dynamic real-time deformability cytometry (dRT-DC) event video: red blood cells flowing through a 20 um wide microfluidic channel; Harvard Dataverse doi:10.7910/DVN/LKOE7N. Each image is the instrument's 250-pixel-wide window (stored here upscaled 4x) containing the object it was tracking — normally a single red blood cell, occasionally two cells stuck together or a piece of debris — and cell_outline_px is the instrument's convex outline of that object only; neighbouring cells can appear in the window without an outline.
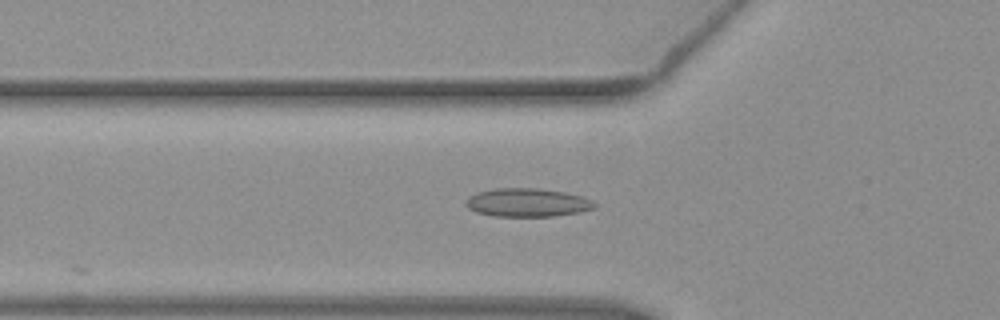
{"species": "common noctule bat (a hibernating species)", "species_latin": "Nyctalus noctula", "temperature_condition": "warm", "stored_images_in_passage": 8, "camera_frame_rate_fps": 3000, "um_per_image_px": 0.085, "animal": {"sex": "female", "body_mass_g": 19.3, "forearm_length_mm": 54.1}, "frame": {"image": 1, "passage_image": 3, "time_ms": 0.667, "image_size_px": [1000, 320], "cell_outline_px": [[596, 208], [580, 212], [552, 216], [492, 216], [476, 212], [468, 208], [464, 204], [464, 200], [468, 196], [476, 192], [496, 188], [536, 188], [564, 192], [580, 196], [592, 200], [596, 204]], "centroid_in_image_um": [44.78, 17.21], "position_along_channel_um": 81.0, "area_um2": 21.44}}
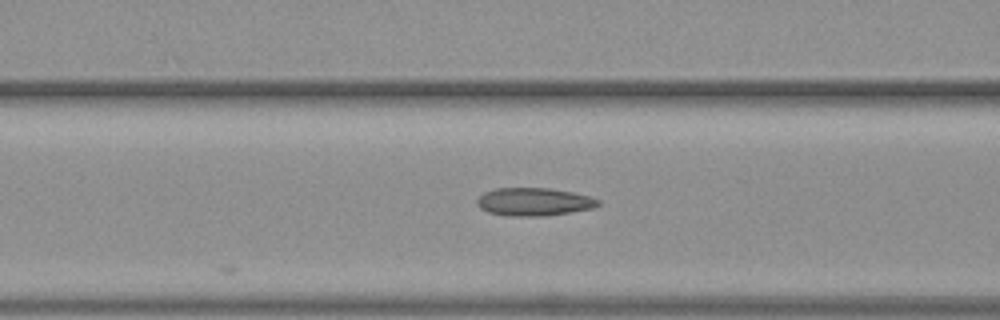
{"frame": {"image": 2, "passage_image": 6, "time_ms": 1.667, "image_size_px": [1000, 320], "cell_outline_px": [[600, 204], [596, 208], [572, 212], [544, 216], [508, 216], [488, 212], [480, 208], [476, 204], [476, 200], [484, 192], [496, 188], [548, 188], [572, 192], [592, 196], [600, 200]], "centroid_in_image_um": [45.42, 17.16], "position_along_channel_um": 121.2, "area_um2": 20.0}}